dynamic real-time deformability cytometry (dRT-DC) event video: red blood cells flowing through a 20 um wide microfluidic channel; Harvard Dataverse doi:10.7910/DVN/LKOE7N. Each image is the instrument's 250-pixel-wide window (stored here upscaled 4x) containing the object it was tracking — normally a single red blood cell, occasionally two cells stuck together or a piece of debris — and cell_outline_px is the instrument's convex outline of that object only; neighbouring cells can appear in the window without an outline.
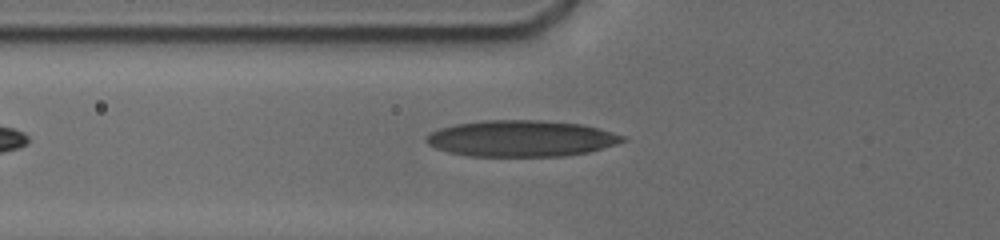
{"species": "human", "species_latin": "Homo sapiens", "temperature_condition": "cold", "stored_images_in_passage": 28, "camera_frame_rate_fps": 3000, "um_per_image_px": 0.085, "donor": {"sex": "male"}, "frame": {"image": 1, "passage_image": 3, "time_ms": 0.333, "image_size_px": [1000, 240], "cell_outline_px": [[628, 140], [616, 144], [588, 152], [564, 156], [472, 156], [448, 152], [436, 148], [428, 144], [424, 140], [424, 136], [440, 128], [456, 124], [480, 120], [540, 120], [580, 124], [612, 132], [624, 136]], "centroid_in_image_um": [44.27, 11.77], "position_along_channel_um": 81.5, "area_um2": 41.44}}
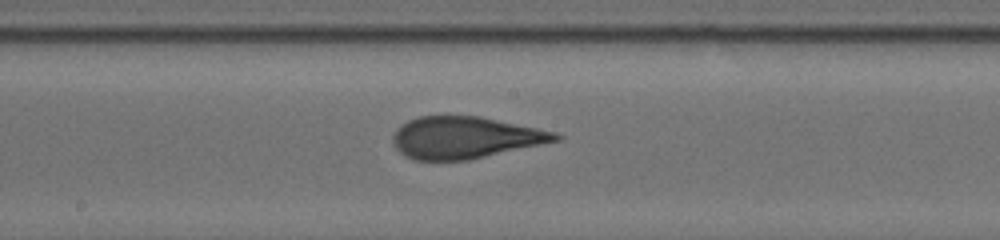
{"frame": {"image": 2, "passage_image": 14, "time_ms": 3.667, "image_size_px": [1000, 240], "cell_outline_px": [[564, 136], [560, 140], [468, 160], [412, 160], [404, 156], [396, 148], [392, 140], [392, 136], [396, 128], [400, 124], [408, 120], [420, 116], [480, 116], [556, 132]], "centroid_in_image_um": [39.5, 11.69], "position_along_channel_um": 208.7, "area_um2": 39.65}}
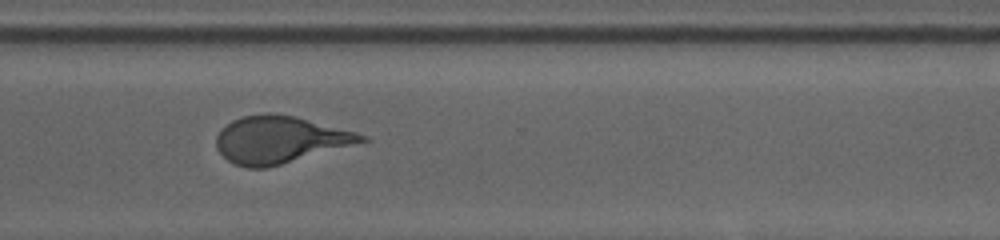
{"frame": {"image": 3, "passage_image": 21, "time_ms": 7.333, "image_size_px": [1000, 240], "cell_outline_px": [[368, 140], [268, 168], [248, 168], [236, 164], [228, 160], [216, 148], [216, 136], [232, 120], [244, 116], [264, 112], [272, 112], [296, 116], [356, 132], [368, 136]], "centroid_in_image_um": [23.76, 11.86], "position_along_channel_um": 346.8, "area_um2": 39.54}, "authors_computed_cell_mechanics": {"area_um2": 39.593, "velocity_mm_per_s": 3.7944, "shape_relaxation_time_tau1_ms": 4.9692, "shape_relaxation_time_tau2_ms": 1.0725, "deformation_change_tau1": 0.1993, "deformation_change_tau2": 0.0999}}